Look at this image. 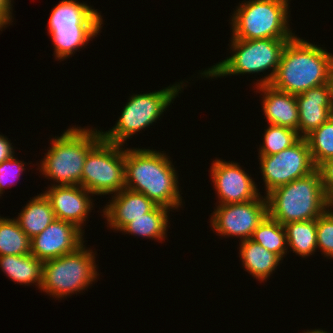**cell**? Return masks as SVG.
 I'll use <instances>...</instances> for the list:
<instances>
[{
	"mask_svg": "<svg viewBox=\"0 0 333 333\" xmlns=\"http://www.w3.org/2000/svg\"><path fill=\"white\" fill-rule=\"evenodd\" d=\"M125 188L142 193L156 205L177 209L182 205L178 176L162 151L125 149Z\"/></svg>",
	"mask_w": 333,
	"mask_h": 333,
	"instance_id": "6da1fadb",
	"label": "cell"
},
{
	"mask_svg": "<svg viewBox=\"0 0 333 333\" xmlns=\"http://www.w3.org/2000/svg\"><path fill=\"white\" fill-rule=\"evenodd\" d=\"M296 35L284 47L280 63L270 85L292 95L327 84L332 53Z\"/></svg>",
	"mask_w": 333,
	"mask_h": 333,
	"instance_id": "7a4b0ae2",
	"label": "cell"
},
{
	"mask_svg": "<svg viewBox=\"0 0 333 333\" xmlns=\"http://www.w3.org/2000/svg\"><path fill=\"white\" fill-rule=\"evenodd\" d=\"M265 196L268 215L282 225L315 220L332 206L324 195L317 169L305 177L273 189Z\"/></svg>",
	"mask_w": 333,
	"mask_h": 333,
	"instance_id": "3957f363",
	"label": "cell"
},
{
	"mask_svg": "<svg viewBox=\"0 0 333 333\" xmlns=\"http://www.w3.org/2000/svg\"><path fill=\"white\" fill-rule=\"evenodd\" d=\"M101 139L99 130L69 127L51 140V147L38 167L45 178L58 183L55 185H80L86 156Z\"/></svg>",
	"mask_w": 333,
	"mask_h": 333,
	"instance_id": "277c9868",
	"label": "cell"
},
{
	"mask_svg": "<svg viewBox=\"0 0 333 333\" xmlns=\"http://www.w3.org/2000/svg\"><path fill=\"white\" fill-rule=\"evenodd\" d=\"M101 14L86 3L61 0L52 9L48 31L58 60L69 58L97 36L103 24Z\"/></svg>",
	"mask_w": 333,
	"mask_h": 333,
	"instance_id": "5b68a950",
	"label": "cell"
},
{
	"mask_svg": "<svg viewBox=\"0 0 333 333\" xmlns=\"http://www.w3.org/2000/svg\"><path fill=\"white\" fill-rule=\"evenodd\" d=\"M289 40L291 39L245 40L232 37L230 48L234 52L233 55L201 72V78L202 76L216 78L236 74H254L272 69L270 74L257 80L256 86L270 84Z\"/></svg>",
	"mask_w": 333,
	"mask_h": 333,
	"instance_id": "8992f818",
	"label": "cell"
},
{
	"mask_svg": "<svg viewBox=\"0 0 333 333\" xmlns=\"http://www.w3.org/2000/svg\"><path fill=\"white\" fill-rule=\"evenodd\" d=\"M289 0H249L240 4L232 18L235 39H292L288 24Z\"/></svg>",
	"mask_w": 333,
	"mask_h": 333,
	"instance_id": "52a82bcc",
	"label": "cell"
},
{
	"mask_svg": "<svg viewBox=\"0 0 333 333\" xmlns=\"http://www.w3.org/2000/svg\"><path fill=\"white\" fill-rule=\"evenodd\" d=\"M94 255L82 244L71 253L45 261L40 290L57 299L85 290L98 276Z\"/></svg>",
	"mask_w": 333,
	"mask_h": 333,
	"instance_id": "ba28073f",
	"label": "cell"
},
{
	"mask_svg": "<svg viewBox=\"0 0 333 333\" xmlns=\"http://www.w3.org/2000/svg\"><path fill=\"white\" fill-rule=\"evenodd\" d=\"M182 84L178 82L159 91L131 96L115 126L106 132L101 130L102 138L114 144L124 145L135 133L146 129L159 119L183 88Z\"/></svg>",
	"mask_w": 333,
	"mask_h": 333,
	"instance_id": "9c48e42d",
	"label": "cell"
},
{
	"mask_svg": "<svg viewBox=\"0 0 333 333\" xmlns=\"http://www.w3.org/2000/svg\"><path fill=\"white\" fill-rule=\"evenodd\" d=\"M122 146L102 138L88 152L80 186L92 196L116 194L125 188V149Z\"/></svg>",
	"mask_w": 333,
	"mask_h": 333,
	"instance_id": "30bf717a",
	"label": "cell"
},
{
	"mask_svg": "<svg viewBox=\"0 0 333 333\" xmlns=\"http://www.w3.org/2000/svg\"><path fill=\"white\" fill-rule=\"evenodd\" d=\"M259 157L266 195L279 186L309 175L316 169L305 138H300L294 145L277 154Z\"/></svg>",
	"mask_w": 333,
	"mask_h": 333,
	"instance_id": "8fae6325",
	"label": "cell"
},
{
	"mask_svg": "<svg viewBox=\"0 0 333 333\" xmlns=\"http://www.w3.org/2000/svg\"><path fill=\"white\" fill-rule=\"evenodd\" d=\"M211 216V226L219 235L239 237L243 240L251 238L254 230L268 215L267 197L243 202L216 206Z\"/></svg>",
	"mask_w": 333,
	"mask_h": 333,
	"instance_id": "7c38bea8",
	"label": "cell"
},
{
	"mask_svg": "<svg viewBox=\"0 0 333 333\" xmlns=\"http://www.w3.org/2000/svg\"><path fill=\"white\" fill-rule=\"evenodd\" d=\"M210 170L218 205L248 202L261 195L251 175L238 163L215 159Z\"/></svg>",
	"mask_w": 333,
	"mask_h": 333,
	"instance_id": "4fadbf2b",
	"label": "cell"
},
{
	"mask_svg": "<svg viewBox=\"0 0 333 333\" xmlns=\"http://www.w3.org/2000/svg\"><path fill=\"white\" fill-rule=\"evenodd\" d=\"M83 233L75 224L55 218L31 239V254L45 262L71 253L84 244Z\"/></svg>",
	"mask_w": 333,
	"mask_h": 333,
	"instance_id": "5bb4252c",
	"label": "cell"
},
{
	"mask_svg": "<svg viewBox=\"0 0 333 333\" xmlns=\"http://www.w3.org/2000/svg\"><path fill=\"white\" fill-rule=\"evenodd\" d=\"M43 194L49 200L56 219L71 222L83 229L82 226L93 207L89 196L92 193L80 185L52 184Z\"/></svg>",
	"mask_w": 333,
	"mask_h": 333,
	"instance_id": "9a60e30c",
	"label": "cell"
},
{
	"mask_svg": "<svg viewBox=\"0 0 333 333\" xmlns=\"http://www.w3.org/2000/svg\"><path fill=\"white\" fill-rule=\"evenodd\" d=\"M299 124L298 134L305 138L333 115V99L327 84L310 88L296 95Z\"/></svg>",
	"mask_w": 333,
	"mask_h": 333,
	"instance_id": "2e32d148",
	"label": "cell"
},
{
	"mask_svg": "<svg viewBox=\"0 0 333 333\" xmlns=\"http://www.w3.org/2000/svg\"><path fill=\"white\" fill-rule=\"evenodd\" d=\"M103 209L107 223L114 230H122L129 222L150 212L156 204L142 193L127 188L113 194ZM110 203V204H109Z\"/></svg>",
	"mask_w": 333,
	"mask_h": 333,
	"instance_id": "e0dca14e",
	"label": "cell"
},
{
	"mask_svg": "<svg viewBox=\"0 0 333 333\" xmlns=\"http://www.w3.org/2000/svg\"><path fill=\"white\" fill-rule=\"evenodd\" d=\"M262 107L268 124L284 126L298 132L299 113L296 95L279 91L270 84L259 85Z\"/></svg>",
	"mask_w": 333,
	"mask_h": 333,
	"instance_id": "ac0fdd59",
	"label": "cell"
},
{
	"mask_svg": "<svg viewBox=\"0 0 333 333\" xmlns=\"http://www.w3.org/2000/svg\"><path fill=\"white\" fill-rule=\"evenodd\" d=\"M239 245V255L245 270L258 281H266L282 261L277 254L251 239L243 240Z\"/></svg>",
	"mask_w": 333,
	"mask_h": 333,
	"instance_id": "d6986e66",
	"label": "cell"
},
{
	"mask_svg": "<svg viewBox=\"0 0 333 333\" xmlns=\"http://www.w3.org/2000/svg\"><path fill=\"white\" fill-rule=\"evenodd\" d=\"M44 262L34 255H4L0 256V268L14 282L20 285L35 286L40 289Z\"/></svg>",
	"mask_w": 333,
	"mask_h": 333,
	"instance_id": "ffe728a7",
	"label": "cell"
},
{
	"mask_svg": "<svg viewBox=\"0 0 333 333\" xmlns=\"http://www.w3.org/2000/svg\"><path fill=\"white\" fill-rule=\"evenodd\" d=\"M23 208L15 220L30 239L55 219L51 204L43 193L35 196Z\"/></svg>",
	"mask_w": 333,
	"mask_h": 333,
	"instance_id": "44dd1931",
	"label": "cell"
},
{
	"mask_svg": "<svg viewBox=\"0 0 333 333\" xmlns=\"http://www.w3.org/2000/svg\"><path fill=\"white\" fill-rule=\"evenodd\" d=\"M169 211L167 207L156 205L150 212L129 222L121 231L162 242L167 235Z\"/></svg>",
	"mask_w": 333,
	"mask_h": 333,
	"instance_id": "7402d4cb",
	"label": "cell"
},
{
	"mask_svg": "<svg viewBox=\"0 0 333 333\" xmlns=\"http://www.w3.org/2000/svg\"><path fill=\"white\" fill-rule=\"evenodd\" d=\"M284 227L287 245L294 253L302 258L314 254L317 250V219L289 222Z\"/></svg>",
	"mask_w": 333,
	"mask_h": 333,
	"instance_id": "603a6c76",
	"label": "cell"
},
{
	"mask_svg": "<svg viewBox=\"0 0 333 333\" xmlns=\"http://www.w3.org/2000/svg\"><path fill=\"white\" fill-rule=\"evenodd\" d=\"M251 240L277 254L282 260L287 253V238L284 225L267 215L254 230Z\"/></svg>",
	"mask_w": 333,
	"mask_h": 333,
	"instance_id": "cb8c5ba5",
	"label": "cell"
},
{
	"mask_svg": "<svg viewBox=\"0 0 333 333\" xmlns=\"http://www.w3.org/2000/svg\"><path fill=\"white\" fill-rule=\"evenodd\" d=\"M31 253V239L13 219L0 216V256Z\"/></svg>",
	"mask_w": 333,
	"mask_h": 333,
	"instance_id": "d4e9b609",
	"label": "cell"
},
{
	"mask_svg": "<svg viewBox=\"0 0 333 333\" xmlns=\"http://www.w3.org/2000/svg\"><path fill=\"white\" fill-rule=\"evenodd\" d=\"M305 139L315 167L333 157V115Z\"/></svg>",
	"mask_w": 333,
	"mask_h": 333,
	"instance_id": "484cf974",
	"label": "cell"
},
{
	"mask_svg": "<svg viewBox=\"0 0 333 333\" xmlns=\"http://www.w3.org/2000/svg\"><path fill=\"white\" fill-rule=\"evenodd\" d=\"M301 137L294 129L269 124L264 132V142L259 156H270L294 145Z\"/></svg>",
	"mask_w": 333,
	"mask_h": 333,
	"instance_id": "4316f807",
	"label": "cell"
},
{
	"mask_svg": "<svg viewBox=\"0 0 333 333\" xmlns=\"http://www.w3.org/2000/svg\"><path fill=\"white\" fill-rule=\"evenodd\" d=\"M331 208H333L331 206ZM327 209L317 218V248L333 259V211Z\"/></svg>",
	"mask_w": 333,
	"mask_h": 333,
	"instance_id": "83f0119b",
	"label": "cell"
},
{
	"mask_svg": "<svg viewBox=\"0 0 333 333\" xmlns=\"http://www.w3.org/2000/svg\"><path fill=\"white\" fill-rule=\"evenodd\" d=\"M14 156L0 163V196L5 188L20 178L21 173L25 170L22 161L16 160ZM8 185V186H7Z\"/></svg>",
	"mask_w": 333,
	"mask_h": 333,
	"instance_id": "f1b7e54d",
	"label": "cell"
},
{
	"mask_svg": "<svg viewBox=\"0 0 333 333\" xmlns=\"http://www.w3.org/2000/svg\"><path fill=\"white\" fill-rule=\"evenodd\" d=\"M316 169L321 177L324 195L333 203V157L320 163Z\"/></svg>",
	"mask_w": 333,
	"mask_h": 333,
	"instance_id": "f546056e",
	"label": "cell"
},
{
	"mask_svg": "<svg viewBox=\"0 0 333 333\" xmlns=\"http://www.w3.org/2000/svg\"><path fill=\"white\" fill-rule=\"evenodd\" d=\"M12 0H0V30L12 21Z\"/></svg>",
	"mask_w": 333,
	"mask_h": 333,
	"instance_id": "4dcf8cb0",
	"label": "cell"
},
{
	"mask_svg": "<svg viewBox=\"0 0 333 333\" xmlns=\"http://www.w3.org/2000/svg\"><path fill=\"white\" fill-rule=\"evenodd\" d=\"M13 156L15 155L12 143L4 135H0V163Z\"/></svg>",
	"mask_w": 333,
	"mask_h": 333,
	"instance_id": "1f68e13d",
	"label": "cell"
},
{
	"mask_svg": "<svg viewBox=\"0 0 333 333\" xmlns=\"http://www.w3.org/2000/svg\"><path fill=\"white\" fill-rule=\"evenodd\" d=\"M327 86L330 89L332 99H333V61L330 64L329 71H328Z\"/></svg>",
	"mask_w": 333,
	"mask_h": 333,
	"instance_id": "d6a6232c",
	"label": "cell"
},
{
	"mask_svg": "<svg viewBox=\"0 0 333 333\" xmlns=\"http://www.w3.org/2000/svg\"><path fill=\"white\" fill-rule=\"evenodd\" d=\"M304 333H329V332H327V331H323V330H321V329H315V330H308L307 332H304Z\"/></svg>",
	"mask_w": 333,
	"mask_h": 333,
	"instance_id": "836d02e7",
	"label": "cell"
}]
</instances>
